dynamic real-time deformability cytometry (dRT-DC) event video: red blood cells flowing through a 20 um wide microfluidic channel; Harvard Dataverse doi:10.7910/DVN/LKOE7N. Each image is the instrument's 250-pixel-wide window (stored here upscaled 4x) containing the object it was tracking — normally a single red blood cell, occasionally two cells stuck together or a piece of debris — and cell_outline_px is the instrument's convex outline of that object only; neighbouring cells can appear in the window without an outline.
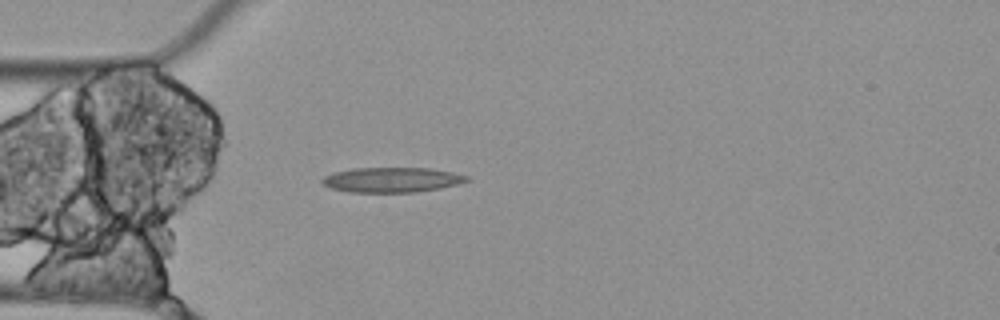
{"species": "Egyptian fruit bat (a non-hibernating species)", "species_latin": "Rousettus aegyptiacus", "temperature_condition": "cold", "stored_images_in_passage": 4, "camera_frame_rate_fps": 3000, "um_per_image_px": 0.085, "animal": {"sex": "female"}, "frame": {"image": 1, "passage_image": 4, "time_ms": 1.0, "image_size_px": [1000, 320], "cell_outline_px": [[468, 180], [460, 184], [440, 188], [416, 192], [348, 192], [332, 188], [320, 184], [320, 180], [324, 176], [332, 172], [352, 168], [428, 168], [452, 172], [468, 176]], "centroid_in_image_um": [33.26, 15.28], "position_along_channel_um": 51.7, "area_um2": 21.15}}